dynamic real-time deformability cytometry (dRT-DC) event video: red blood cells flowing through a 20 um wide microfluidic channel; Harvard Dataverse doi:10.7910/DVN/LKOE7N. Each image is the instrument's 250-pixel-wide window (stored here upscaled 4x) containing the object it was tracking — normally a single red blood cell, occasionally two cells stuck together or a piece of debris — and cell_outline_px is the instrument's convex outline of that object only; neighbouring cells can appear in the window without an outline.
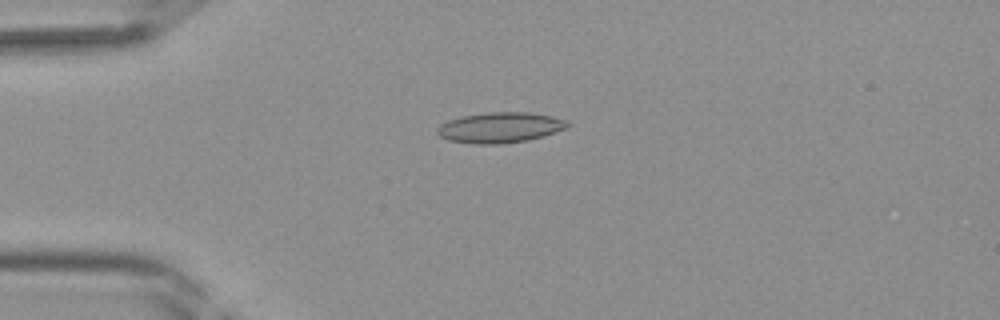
{"species": "Egyptian fruit bat (a non-hibernating species)", "species_latin": "Rousettus aegyptiacus", "temperature_condition": "room temperature", "stored_images_in_passage": 40, "camera_frame_rate_fps": 3000, "um_per_image_px": 0.085, "frame": {"image": 1, "passage_image": 10, "time_ms": 3.0, "image_size_px": [1000, 320], "cell_outline_px": [[572, 124], [568, 128], [544, 136], [528, 140], [500, 144], [472, 144], [448, 140], [440, 136], [436, 132], [436, 128], [440, 124], [448, 120], [464, 116], [488, 112], [528, 112], [568, 120]], "centroid_in_image_um": [42.52, 10.85], "position_along_channel_um": 42.5, "area_um2": 23.29}}
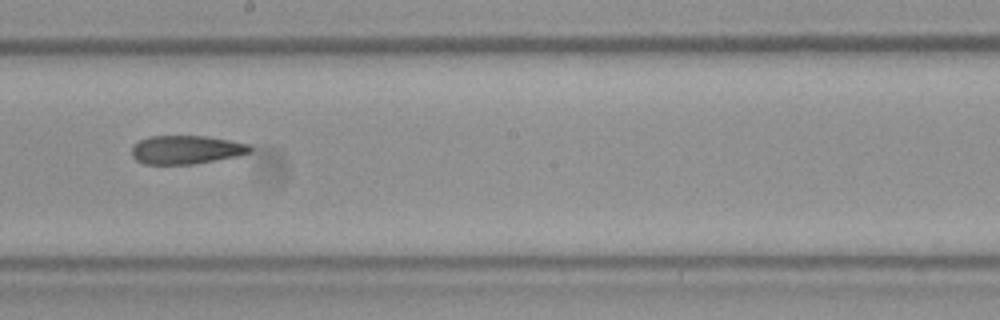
{"frame": {"image": 2, "passage_image": 23, "time_ms": 7.333, "image_size_px": [1000, 320], "cell_outline_px": [[252, 152], [236, 156], [192, 164], [144, 164], [136, 160], [132, 156], [132, 144], [148, 136], [204, 136], [228, 140], [248, 144], [252, 148]], "centroid_in_image_um": [15.78, 12.72], "position_along_channel_um": 232.4, "area_um2": 19.59}}
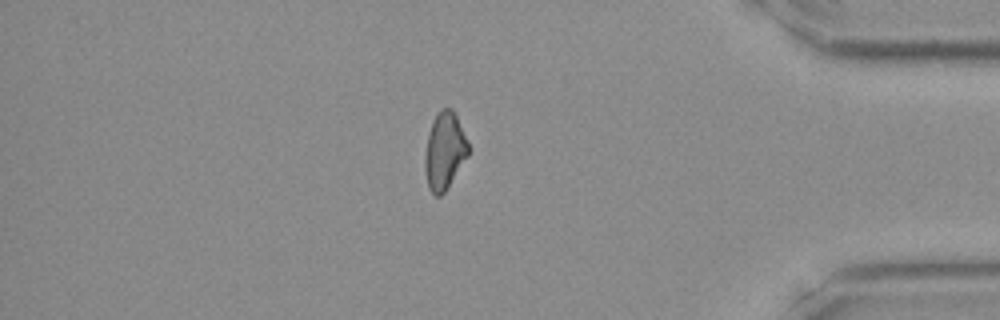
{"frame": {"image": 3, "passage_image": 35, "time_ms": 11.333, "image_size_px": [1000, 320], "cell_outline_px": [[468, 156], [448, 188], [440, 196], [436, 196], [428, 188], [424, 168], [424, 156], [428, 132], [432, 120], [440, 108], [452, 108], [456, 116], [468, 144]], "centroid_in_image_um": [37.76, 12.84], "position_along_channel_um": 397.4, "area_um2": 19.59}}